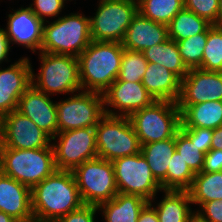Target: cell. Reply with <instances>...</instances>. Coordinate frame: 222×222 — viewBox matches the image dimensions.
I'll return each instance as SVG.
<instances>
[{
  "label": "cell",
  "mask_w": 222,
  "mask_h": 222,
  "mask_svg": "<svg viewBox=\"0 0 222 222\" xmlns=\"http://www.w3.org/2000/svg\"><path fill=\"white\" fill-rule=\"evenodd\" d=\"M83 205L72 171L56 170L31 189L35 222H57Z\"/></svg>",
  "instance_id": "6da1fadb"
},
{
  "label": "cell",
  "mask_w": 222,
  "mask_h": 222,
  "mask_svg": "<svg viewBox=\"0 0 222 222\" xmlns=\"http://www.w3.org/2000/svg\"><path fill=\"white\" fill-rule=\"evenodd\" d=\"M123 51L119 42L91 41L78 56L82 91L103 94L118 77Z\"/></svg>",
  "instance_id": "7a4b0ae2"
},
{
  "label": "cell",
  "mask_w": 222,
  "mask_h": 222,
  "mask_svg": "<svg viewBox=\"0 0 222 222\" xmlns=\"http://www.w3.org/2000/svg\"><path fill=\"white\" fill-rule=\"evenodd\" d=\"M91 41L89 16L71 13L44 22L40 51L78 57Z\"/></svg>",
  "instance_id": "3957f363"
},
{
  "label": "cell",
  "mask_w": 222,
  "mask_h": 222,
  "mask_svg": "<svg viewBox=\"0 0 222 222\" xmlns=\"http://www.w3.org/2000/svg\"><path fill=\"white\" fill-rule=\"evenodd\" d=\"M3 174L32 189L56 170L52 144L39 149L0 147Z\"/></svg>",
  "instance_id": "277c9868"
},
{
  "label": "cell",
  "mask_w": 222,
  "mask_h": 222,
  "mask_svg": "<svg viewBox=\"0 0 222 222\" xmlns=\"http://www.w3.org/2000/svg\"><path fill=\"white\" fill-rule=\"evenodd\" d=\"M40 71L31 69V85L46 95L77 93L82 91L79 79L78 57L41 52Z\"/></svg>",
  "instance_id": "5b68a950"
},
{
  "label": "cell",
  "mask_w": 222,
  "mask_h": 222,
  "mask_svg": "<svg viewBox=\"0 0 222 222\" xmlns=\"http://www.w3.org/2000/svg\"><path fill=\"white\" fill-rule=\"evenodd\" d=\"M128 118L140 145L173 138L181 126V112L177 103L166 100H155Z\"/></svg>",
  "instance_id": "8992f818"
},
{
  "label": "cell",
  "mask_w": 222,
  "mask_h": 222,
  "mask_svg": "<svg viewBox=\"0 0 222 222\" xmlns=\"http://www.w3.org/2000/svg\"><path fill=\"white\" fill-rule=\"evenodd\" d=\"M97 157L113 161L141 152V145L128 117L105 114L95 127Z\"/></svg>",
  "instance_id": "52a82bcc"
},
{
  "label": "cell",
  "mask_w": 222,
  "mask_h": 222,
  "mask_svg": "<svg viewBox=\"0 0 222 222\" xmlns=\"http://www.w3.org/2000/svg\"><path fill=\"white\" fill-rule=\"evenodd\" d=\"M72 173L86 205L98 207L118 193L112 161L96 157L80 164Z\"/></svg>",
  "instance_id": "ba28073f"
},
{
  "label": "cell",
  "mask_w": 222,
  "mask_h": 222,
  "mask_svg": "<svg viewBox=\"0 0 222 222\" xmlns=\"http://www.w3.org/2000/svg\"><path fill=\"white\" fill-rule=\"evenodd\" d=\"M90 16L92 41L121 43L126 30L138 13V0H100Z\"/></svg>",
  "instance_id": "9c48e42d"
},
{
  "label": "cell",
  "mask_w": 222,
  "mask_h": 222,
  "mask_svg": "<svg viewBox=\"0 0 222 222\" xmlns=\"http://www.w3.org/2000/svg\"><path fill=\"white\" fill-rule=\"evenodd\" d=\"M112 164L118 193L138 195L153 203L159 190L162 192L161 184L141 153L117 158Z\"/></svg>",
  "instance_id": "30bf717a"
},
{
  "label": "cell",
  "mask_w": 222,
  "mask_h": 222,
  "mask_svg": "<svg viewBox=\"0 0 222 222\" xmlns=\"http://www.w3.org/2000/svg\"><path fill=\"white\" fill-rule=\"evenodd\" d=\"M58 132L96 127L105 115L104 97L98 92L81 91L56 102Z\"/></svg>",
  "instance_id": "8fae6325"
},
{
  "label": "cell",
  "mask_w": 222,
  "mask_h": 222,
  "mask_svg": "<svg viewBox=\"0 0 222 222\" xmlns=\"http://www.w3.org/2000/svg\"><path fill=\"white\" fill-rule=\"evenodd\" d=\"M52 140L57 142L51 143L57 170L73 171L97 157L95 127L58 132Z\"/></svg>",
  "instance_id": "7c38bea8"
},
{
  "label": "cell",
  "mask_w": 222,
  "mask_h": 222,
  "mask_svg": "<svg viewBox=\"0 0 222 222\" xmlns=\"http://www.w3.org/2000/svg\"><path fill=\"white\" fill-rule=\"evenodd\" d=\"M51 142L47 133L17 110L1 117L0 147L39 149L50 146Z\"/></svg>",
  "instance_id": "4fadbf2b"
},
{
  "label": "cell",
  "mask_w": 222,
  "mask_h": 222,
  "mask_svg": "<svg viewBox=\"0 0 222 222\" xmlns=\"http://www.w3.org/2000/svg\"><path fill=\"white\" fill-rule=\"evenodd\" d=\"M103 97L105 114L121 117H129L134 112L151 105L155 101L142 83L127 81H115L103 93Z\"/></svg>",
  "instance_id": "5bb4252c"
},
{
  "label": "cell",
  "mask_w": 222,
  "mask_h": 222,
  "mask_svg": "<svg viewBox=\"0 0 222 222\" xmlns=\"http://www.w3.org/2000/svg\"><path fill=\"white\" fill-rule=\"evenodd\" d=\"M207 101H222V72L189 69L181 80L177 105H194Z\"/></svg>",
  "instance_id": "9a60e30c"
},
{
  "label": "cell",
  "mask_w": 222,
  "mask_h": 222,
  "mask_svg": "<svg viewBox=\"0 0 222 222\" xmlns=\"http://www.w3.org/2000/svg\"><path fill=\"white\" fill-rule=\"evenodd\" d=\"M31 64L28 57H22L0 69V118L17 110L19 99L31 86Z\"/></svg>",
  "instance_id": "2e32d148"
},
{
  "label": "cell",
  "mask_w": 222,
  "mask_h": 222,
  "mask_svg": "<svg viewBox=\"0 0 222 222\" xmlns=\"http://www.w3.org/2000/svg\"><path fill=\"white\" fill-rule=\"evenodd\" d=\"M8 14L6 36L12 44L22 45L33 53L41 49L44 22L28 6Z\"/></svg>",
  "instance_id": "e0dca14e"
},
{
  "label": "cell",
  "mask_w": 222,
  "mask_h": 222,
  "mask_svg": "<svg viewBox=\"0 0 222 222\" xmlns=\"http://www.w3.org/2000/svg\"><path fill=\"white\" fill-rule=\"evenodd\" d=\"M17 111L30 118L51 138L58 133L56 102L32 85L19 99Z\"/></svg>",
  "instance_id": "ac0fdd59"
},
{
  "label": "cell",
  "mask_w": 222,
  "mask_h": 222,
  "mask_svg": "<svg viewBox=\"0 0 222 222\" xmlns=\"http://www.w3.org/2000/svg\"><path fill=\"white\" fill-rule=\"evenodd\" d=\"M0 211L19 222H35L31 209V189L2 174L0 176Z\"/></svg>",
  "instance_id": "d6986e66"
},
{
  "label": "cell",
  "mask_w": 222,
  "mask_h": 222,
  "mask_svg": "<svg viewBox=\"0 0 222 222\" xmlns=\"http://www.w3.org/2000/svg\"><path fill=\"white\" fill-rule=\"evenodd\" d=\"M168 26L143 17L139 12L133 18L123 39V48L144 51L168 39Z\"/></svg>",
  "instance_id": "ffe728a7"
},
{
  "label": "cell",
  "mask_w": 222,
  "mask_h": 222,
  "mask_svg": "<svg viewBox=\"0 0 222 222\" xmlns=\"http://www.w3.org/2000/svg\"><path fill=\"white\" fill-rule=\"evenodd\" d=\"M142 85L155 100L177 103L181 91V79L159 64L147 63Z\"/></svg>",
  "instance_id": "44dd1931"
},
{
  "label": "cell",
  "mask_w": 222,
  "mask_h": 222,
  "mask_svg": "<svg viewBox=\"0 0 222 222\" xmlns=\"http://www.w3.org/2000/svg\"><path fill=\"white\" fill-rule=\"evenodd\" d=\"M180 128L215 129L222 126V101H207L194 105H178Z\"/></svg>",
  "instance_id": "7402d4cb"
},
{
  "label": "cell",
  "mask_w": 222,
  "mask_h": 222,
  "mask_svg": "<svg viewBox=\"0 0 222 222\" xmlns=\"http://www.w3.org/2000/svg\"><path fill=\"white\" fill-rule=\"evenodd\" d=\"M147 200L132 194L117 193L111 200L98 206L106 222H138Z\"/></svg>",
  "instance_id": "603a6c76"
},
{
  "label": "cell",
  "mask_w": 222,
  "mask_h": 222,
  "mask_svg": "<svg viewBox=\"0 0 222 222\" xmlns=\"http://www.w3.org/2000/svg\"><path fill=\"white\" fill-rule=\"evenodd\" d=\"M164 197L156 204L159 222H191L195 216L192 211L188 190H163Z\"/></svg>",
  "instance_id": "cb8c5ba5"
},
{
  "label": "cell",
  "mask_w": 222,
  "mask_h": 222,
  "mask_svg": "<svg viewBox=\"0 0 222 222\" xmlns=\"http://www.w3.org/2000/svg\"><path fill=\"white\" fill-rule=\"evenodd\" d=\"M148 62L159 64L176 74L181 80L188 74L189 69L180 56L176 41H166L142 51Z\"/></svg>",
  "instance_id": "d4e9b609"
},
{
  "label": "cell",
  "mask_w": 222,
  "mask_h": 222,
  "mask_svg": "<svg viewBox=\"0 0 222 222\" xmlns=\"http://www.w3.org/2000/svg\"><path fill=\"white\" fill-rule=\"evenodd\" d=\"M175 152V137L141 145V154L150 166L155 179L161 184L167 176L171 156Z\"/></svg>",
  "instance_id": "484cf974"
},
{
  "label": "cell",
  "mask_w": 222,
  "mask_h": 222,
  "mask_svg": "<svg viewBox=\"0 0 222 222\" xmlns=\"http://www.w3.org/2000/svg\"><path fill=\"white\" fill-rule=\"evenodd\" d=\"M192 204L199 207L206 202L222 199V171L200 172L195 174L193 184L188 190Z\"/></svg>",
  "instance_id": "4316f807"
},
{
  "label": "cell",
  "mask_w": 222,
  "mask_h": 222,
  "mask_svg": "<svg viewBox=\"0 0 222 222\" xmlns=\"http://www.w3.org/2000/svg\"><path fill=\"white\" fill-rule=\"evenodd\" d=\"M211 24L195 13L183 8L170 21L168 37L173 41H179L193 35L203 33Z\"/></svg>",
  "instance_id": "83f0119b"
},
{
  "label": "cell",
  "mask_w": 222,
  "mask_h": 222,
  "mask_svg": "<svg viewBox=\"0 0 222 222\" xmlns=\"http://www.w3.org/2000/svg\"><path fill=\"white\" fill-rule=\"evenodd\" d=\"M184 8V0H138V12L154 22L168 25Z\"/></svg>",
  "instance_id": "f1b7e54d"
},
{
  "label": "cell",
  "mask_w": 222,
  "mask_h": 222,
  "mask_svg": "<svg viewBox=\"0 0 222 222\" xmlns=\"http://www.w3.org/2000/svg\"><path fill=\"white\" fill-rule=\"evenodd\" d=\"M170 160L166 179L161 183L162 191L189 190L193 184L195 174L176 150Z\"/></svg>",
  "instance_id": "f546056e"
},
{
  "label": "cell",
  "mask_w": 222,
  "mask_h": 222,
  "mask_svg": "<svg viewBox=\"0 0 222 222\" xmlns=\"http://www.w3.org/2000/svg\"><path fill=\"white\" fill-rule=\"evenodd\" d=\"M200 69L222 72V26L208 27L207 44L203 51Z\"/></svg>",
  "instance_id": "4dcf8cb0"
},
{
  "label": "cell",
  "mask_w": 222,
  "mask_h": 222,
  "mask_svg": "<svg viewBox=\"0 0 222 222\" xmlns=\"http://www.w3.org/2000/svg\"><path fill=\"white\" fill-rule=\"evenodd\" d=\"M207 38L208 28L203 33L176 42L180 56L188 69L201 67Z\"/></svg>",
  "instance_id": "1f68e13d"
},
{
  "label": "cell",
  "mask_w": 222,
  "mask_h": 222,
  "mask_svg": "<svg viewBox=\"0 0 222 222\" xmlns=\"http://www.w3.org/2000/svg\"><path fill=\"white\" fill-rule=\"evenodd\" d=\"M147 63L142 52L124 48L120 71L115 81L142 83Z\"/></svg>",
  "instance_id": "d6a6232c"
},
{
  "label": "cell",
  "mask_w": 222,
  "mask_h": 222,
  "mask_svg": "<svg viewBox=\"0 0 222 222\" xmlns=\"http://www.w3.org/2000/svg\"><path fill=\"white\" fill-rule=\"evenodd\" d=\"M175 150L181 155L194 174L201 172L205 153L199 150L195 141H191L181 130L175 135Z\"/></svg>",
  "instance_id": "836d02e7"
},
{
  "label": "cell",
  "mask_w": 222,
  "mask_h": 222,
  "mask_svg": "<svg viewBox=\"0 0 222 222\" xmlns=\"http://www.w3.org/2000/svg\"><path fill=\"white\" fill-rule=\"evenodd\" d=\"M184 8L211 25H218L219 0H184Z\"/></svg>",
  "instance_id": "e575fe53"
},
{
  "label": "cell",
  "mask_w": 222,
  "mask_h": 222,
  "mask_svg": "<svg viewBox=\"0 0 222 222\" xmlns=\"http://www.w3.org/2000/svg\"><path fill=\"white\" fill-rule=\"evenodd\" d=\"M66 0H33L32 4H29L32 12L43 22L46 17L55 18L64 8ZM69 1V0H68Z\"/></svg>",
  "instance_id": "d590c367"
},
{
  "label": "cell",
  "mask_w": 222,
  "mask_h": 222,
  "mask_svg": "<svg viewBox=\"0 0 222 222\" xmlns=\"http://www.w3.org/2000/svg\"><path fill=\"white\" fill-rule=\"evenodd\" d=\"M180 130L191 140L195 141L203 153L211 149L213 129L208 128H180Z\"/></svg>",
  "instance_id": "8d00e7d4"
},
{
  "label": "cell",
  "mask_w": 222,
  "mask_h": 222,
  "mask_svg": "<svg viewBox=\"0 0 222 222\" xmlns=\"http://www.w3.org/2000/svg\"><path fill=\"white\" fill-rule=\"evenodd\" d=\"M195 211V216L202 222H222V199L203 203Z\"/></svg>",
  "instance_id": "74e56055"
},
{
  "label": "cell",
  "mask_w": 222,
  "mask_h": 222,
  "mask_svg": "<svg viewBox=\"0 0 222 222\" xmlns=\"http://www.w3.org/2000/svg\"><path fill=\"white\" fill-rule=\"evenodd\" d=\"M97 212H99L97 206L84 204L79 209L61 217L57 222H95Z\"/></svg>",
  "instance_id": "f35d334b"
},
{
  "label": "cell",
  "mask_w": 222,
  "mask_h": 222,
  "mask_svg": "<svg viewBox=\"0 0 222 222\" xmlns=\"http://www.w3.org/2000/svg\"><path fill=\"white\" fill-rule=\"evenodd\" d=\"M220 171H222V150L210 149L205 154L201 172L213 173Z\"/></svg>",
  "instance_id": "ab89813d"
},
{
  "label": "cell",
  "mask_w": 222,
  "mask_h": 222,
  "mask_svg": "<svg viewBox=\"0 0 222 222\" xmlns=\"http://www.w3.org/2000/svg\"><path fill=\"white\" fill-rule=\"evenodd\" d=\"M138 222H159L155 206L148 202L139 214Z\"/></svg>",
  "instance_id": "60d3db41"
},
{
  "label": "cell",
  "mask_w": 222,
  "mask_h": 222,
  "mask_svg": "<svg viewBox=\"0 0 222 222\" xmlns=\"http://www.w3.org/2000/svg\"><path fill=\"white\" fill-rule=\"evenodd\" d=\"M11 49L10 42L6 36L5 29L0 28V64L8 61V54Z\"/></svg>",
  "instance_id": "b9f144b4"
},
{
  "label": "cell",
  "mask_w": 222,
  "mask_h": 222,
  "mask_svg": "<svg viewBox=\"0 0 222 222\" xmlns=\"http://www.w3.org/2000/svg\"><path fill=\"white\" fill-rule=\"evenodd\" d=\"M211 149L222 150V126L215 128L213 130Z\"/></svg>",
  "instance_id": "7bdbcfd3"
},
{
  "label": "cell",
  "mask_w": 222,
  "mask_h": 222,
  "mask_svg": "<svg viewBox=\"0 0 222 222\" xmlns=\"http://www.w3.org/2000/svg\"><path fill=\"white\" fill-rule=\"evenodd\" d=\"M0 222H19L12 216L0 211Z\"/></svg>",
  "instance_id": "ee69618b"
},
{
  "label": "cell",
  "mask_w": 222,
  "mask_h": 222,
  "mask_svg": "<svg viewBox=\"0 0 222 222\" xmlns=\"http://www.w3.org/2000/svg\"><path fill=\"white\" fill-rule=\"evenodd\" d=\"M218 25H219V26H222V0H219Z\"/></svg>",
  "instance_id": "f6af8a7d"
},
{
  "label": "cell",
  "mask_w": 222,
  "mask_h": 222,
  "mask_svg": "<svg viewBox=\"0 0 222 222\" xmlns=\"http://www.w3.org/2000/svg\"><path fill=\"white\" fill-rule=\"evenodd\" d=\"M3 174V166H2V156H1V150H0V176Z\"/></svg>",
  "instance_id": "bcb514c9"
},
{
  "label": "cell",
  "mask_w": 222,
  "mask_h": 222,
  "mask_svg": "<svg viewBox=\"0 0 222 222\" xmlns=\"http://www.w3.org/2000/svg\"><path fill=\"white\" fill-rule=\"evenodd\" d=\"M191 222H202L200 219H198L196 216H194L191 220Z\"/></svg>",
  "instance_id": "7dc6e473"
}]
</instances>
